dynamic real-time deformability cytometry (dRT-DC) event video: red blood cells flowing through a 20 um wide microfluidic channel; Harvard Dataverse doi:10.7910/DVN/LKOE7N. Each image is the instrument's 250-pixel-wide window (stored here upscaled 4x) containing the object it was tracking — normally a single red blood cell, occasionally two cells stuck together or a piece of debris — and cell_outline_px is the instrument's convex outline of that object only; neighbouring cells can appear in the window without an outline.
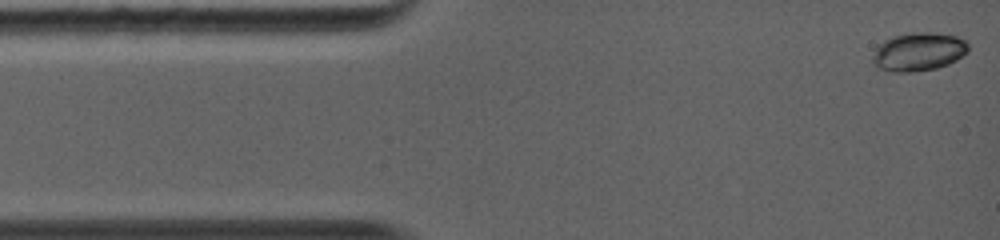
{"species": "common noctule bat (a hibernating species)", "species_latin": "Nyctalus noctula", "temperature_condition": "warm", "stored_images_in_passage": 43, "camera_frame_rate_fps": 5000, "um_per_image_px": 0.085, "animal": {"sex": "female", "body_mass_g": 19.0, "forearm_length_mm": 56.7}, "frame": {"image": 1, "passage_image": 1, "time_ms": 0.0, "image_size_px": [1000, 240], "cell_outline_px": [[968, 52], [956, 60], [948, 64], [936, 68], [912, 72], [892, 72], [876, 68], [872, 64], [872, 56], [876, 48], [884, 40], [892, 36], [912, 32], [936, 32], [956, 36], [964, 40], [968, 44]], "centroid_in_image_um": [78.05, 4.4], "position_along_channel_um": 7.0, "area_um2": 21.68}}
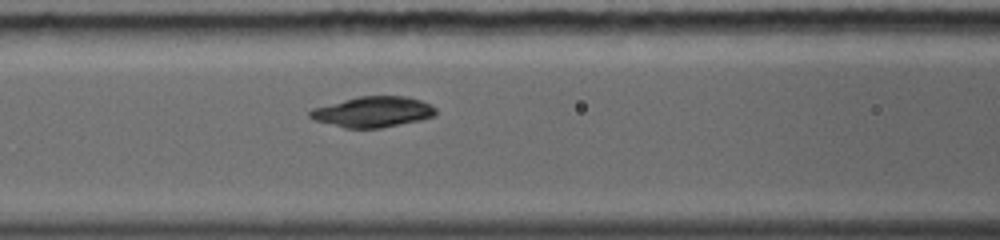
{"frame": {"image": 2, "passage_image": 27, "time_ms": 4.6, "image_size_px": [1000, 240], "cell_outline_px": [[436, 116], [420, 120], [380, 128], [344, 128], [312, 120], [308, 116], [308, 112], [312, 108], [360, 96], [404, 96], [420, 100], [432, 104], [436, 108]], "centroid_in_image_um": [31.69, 9.51], "position_along_channel_um": 134.9, "area_um2": 22.54}}
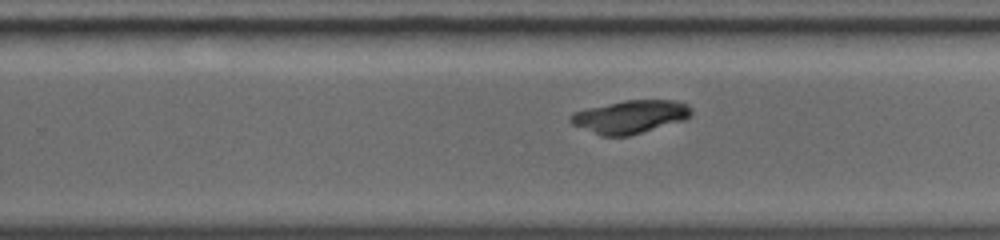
{"frame": {"image": 3, "passage_image": 42, "time_ms": 7.8, "image_size_px": [1000, 240], "cell_outline_px": [[692, 116], [684, 120], [628, 136], [600, 136], [572, 124], [568, 120], [568, 116], [572, 112], [588, 108], [624, 100], [676, 100], [688, 104], [692, 108]], "centroid_in_image_um": [53.56, 9.92], "position_along_channel_um": 276.2, "area_um2": 23.41}}